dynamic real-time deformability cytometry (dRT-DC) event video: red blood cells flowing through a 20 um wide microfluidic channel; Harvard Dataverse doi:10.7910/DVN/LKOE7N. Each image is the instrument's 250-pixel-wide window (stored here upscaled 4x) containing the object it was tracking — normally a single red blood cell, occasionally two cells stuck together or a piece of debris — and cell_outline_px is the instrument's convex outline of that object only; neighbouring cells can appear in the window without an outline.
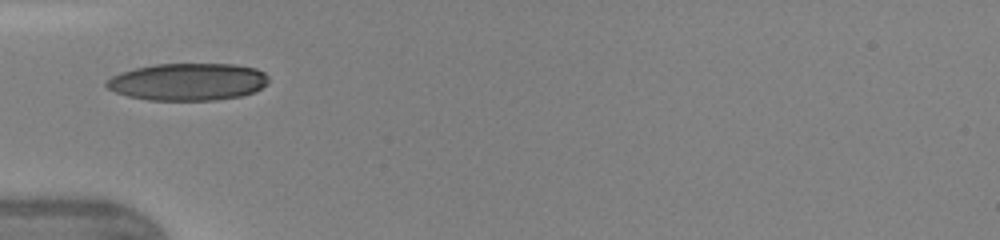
{"species": "human", "species_latin": "Homo sapiens", "temperature_condition": "warm", "stored_images_in_passage": 32, "camera_frame_rate_fps": 3000, "um_per_image_px": 0.085, "donor": {"sex": "female"}, "frame": {"image": 1, "passage_image": 1, "time_ms": 0.0, "image_size_px": [1000, 240], "cell_outline_px": [[268, 84], [256, 92], [240, 96], [216, 100], [148, 100], [128, 96], [116, 92], [108, 88], [104, 84], [112, 76], [120, 72], [136, 68], [156, 64], [236, 64], [256, 68], [264, 72], [268, 76]], "centroid_in_image_um": [16.01, 6.95], "position_along_channel_um": 69.0, "area_um2": 35.37}}
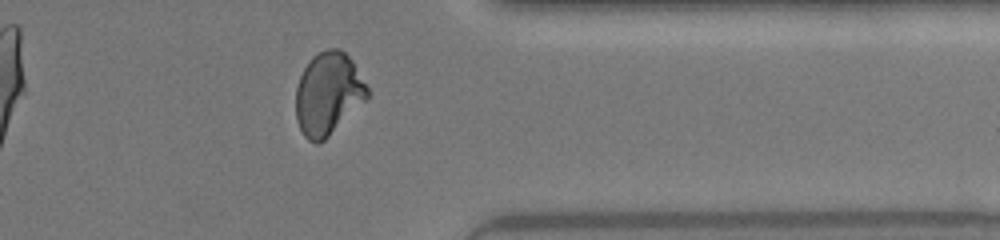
{"frame": {"image": 2, "passage_image": 23, "time_ms": 7.333, "image_size_px": [1000, 240], "cell_outline_px": [[368, 100], [320, 144], [316, 144], [308, 140], [304, 136], [296, 120], [296, 88], [300, 76], [308, 60], [312, 56], [328, 48], [340, 48], [352, 60], [368, 88]], "centroid_in_image_um": [27.9, 7.98], "position_along_channel_um": 383.5, "area_um2": 34.68}, "authors_computed_cell_mechanics": {"area_um2": 34.1309, "velocity_mm_per_s": 4.3689, "shape_relaxation_time_tau1_ms": 4.2315, "shape_relaxation_time_tau2_ms": 0.6249, "deformation_change_tau1": 0.1928, "deformation_change_tau2": 0.056}}